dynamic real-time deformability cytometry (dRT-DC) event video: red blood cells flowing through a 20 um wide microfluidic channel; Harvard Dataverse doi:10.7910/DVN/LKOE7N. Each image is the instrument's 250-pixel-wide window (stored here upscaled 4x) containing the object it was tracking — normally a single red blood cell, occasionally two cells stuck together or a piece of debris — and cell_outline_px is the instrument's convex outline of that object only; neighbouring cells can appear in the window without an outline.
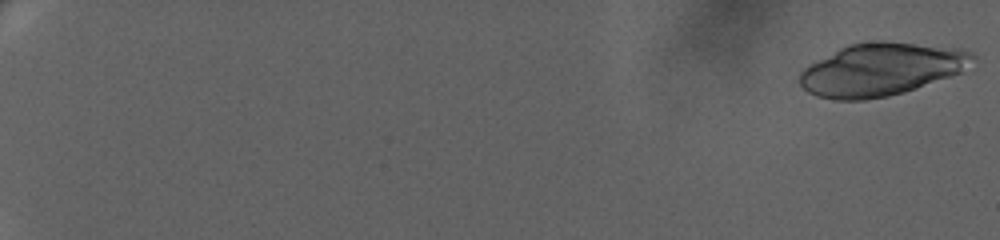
{"species": "human", "species_latin": "Homo sapiens", "temperature_condition": "warm", "stored_images_in_passage": 35, "segment_of_instrument_passage": [1, 2], "camera_frame_rate_fps": 3000, "um_per_image_px": 0.085, "donor": {"sex": "female"}, "frame": {"image": 1, "passage_image": 1, "time_ms": 0.0, "image_size_px": [1000, 240], "cell_outline_px": [[976, 56], [960, 72], [916, 88], [904, 92], [888, 96], [864, 100], [832, 100], [816, 96], [808, 92], [800, 84], [800, 72], [808, 64], [848, 44], [864, 40], [884, 40], [960, 48], [972, 52]], "centroid_in_image_um": [74.85, 5.88], "position_along_channel_um": 10.1, "area_um2": 53.23}}
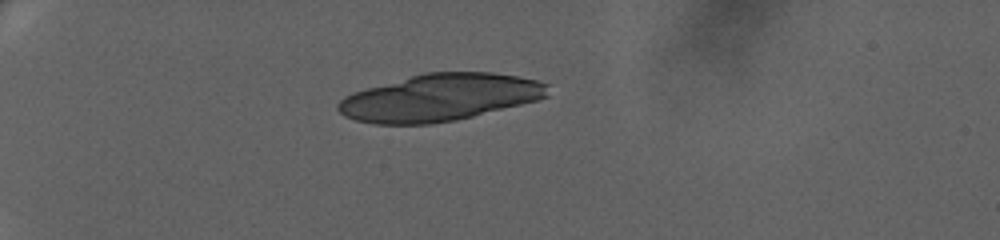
{"frame": {"image": 2, "passage_image": 21, "time_ms": 6.667, "image_size_px": [1000, 240], "cell_outline_px": [[548, 96], [536, 100], [456, 120], [428, 124], [372, 124], [356, 120], [344, 116], [336, 108], [336, 104], [344, 96], [352, 92], [424, 72], [492, 72], [516, 76], [536, 80], [548, 84]], "centroid_in_image_um": [37.33, 8.29], "position_along_channel_um": 47.7, "area_um2": 57.28}}